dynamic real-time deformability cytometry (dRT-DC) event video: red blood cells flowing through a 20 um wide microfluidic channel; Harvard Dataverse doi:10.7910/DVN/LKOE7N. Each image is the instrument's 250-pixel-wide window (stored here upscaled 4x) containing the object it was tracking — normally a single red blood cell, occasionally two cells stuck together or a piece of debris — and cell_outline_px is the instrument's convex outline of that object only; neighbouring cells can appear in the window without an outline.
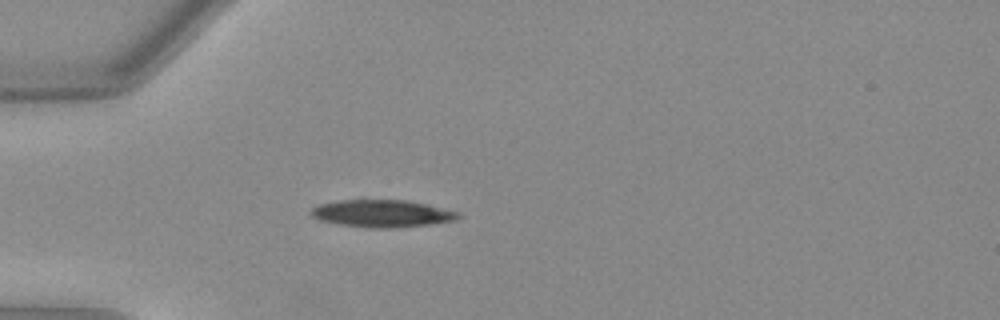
{"species": "Egyptian fruit bat (a non-hibernating species)", "species_latin": "Rousettus aegyptiacus", "temperature_condition": "warm", "stored_images_in_passage": 33, "camera_frame_rate_fps": 3000, "um_per_image_px": 0.085, "animal": {"sex": "female"}, "frame": {"image": 1, "passage_image": 1, "time_ms": 0.0, "image_size_px": [1000, 320], "cell_outline_px": [[460, 216], [456, 220], [428, 224], [388, 228], [372, 228], [340, 224], [320, 220], [312, 216], [312, 208], [320, 204], [340, 200], [404, 200], [424, 204], [460, 212]], "centroid_in_image_um": [32.47, 18.14], "position_along_channel_um": 52.5, "area_um2": 22.95}}
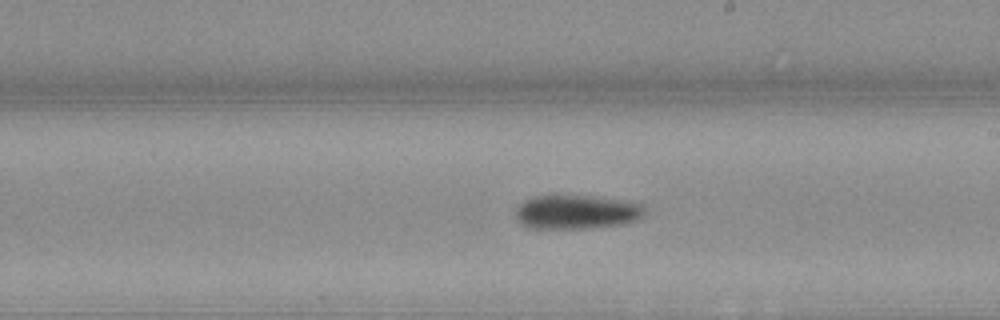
{"frame": {"image": 2, "passage_image": 16, "time_ms": 5.0, "image_size_px": [1000, 320], "cell_outline_px": [[644, 212], [640, 216], [632, 220], [620, 224], [584, 228], [528, 228], [520, 224], [516, 220], [516, 208], [524, 200], [536, 196], [552, 192], [556, 192], [596, 196], [640, 204], [644, 208]], "centroid_in_image_um": [48.86, 17.97], "position_along_channel_um": 240.1, "area_um2": 26.01}}
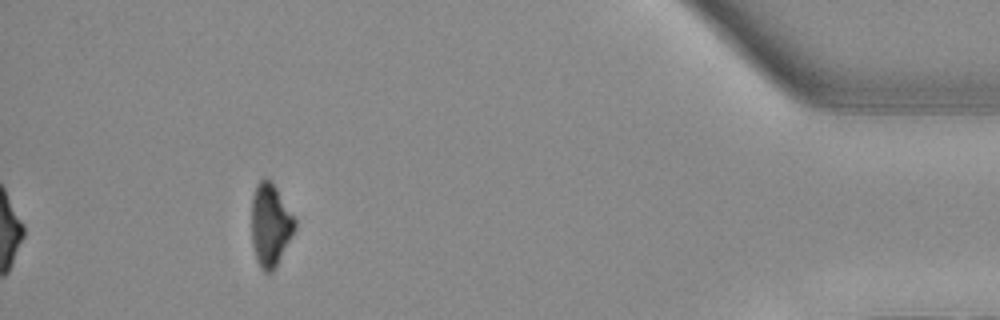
{"frame": {"image": 3, "passage_image": 33, "time_ms": 10.667, "image_size_px": [1000, 320], "cell_outline_px": [[296, 228], [276, 268], [272, 272], [264, 272], [260, 268], [256, 260], [252, 240], [252, 196], [256, 184], [264, 176], [272, 180], [296, 220]], "centroid_in_image_um": [22.98, 19.11], "position_along_channel_um": 412.2, "area_um2": 21.15}, "authors_computed_cell_mechanics": {"area_um2": 24.276, "velocity_mm_per_s": 4.0233, "shape_relaxation_time_tau1_ms": 4.7324, "shape_relaxation_time_tau2_ms": null, "deformation_change_tau1": 0.1754, "deformation_change_tau2": null}}